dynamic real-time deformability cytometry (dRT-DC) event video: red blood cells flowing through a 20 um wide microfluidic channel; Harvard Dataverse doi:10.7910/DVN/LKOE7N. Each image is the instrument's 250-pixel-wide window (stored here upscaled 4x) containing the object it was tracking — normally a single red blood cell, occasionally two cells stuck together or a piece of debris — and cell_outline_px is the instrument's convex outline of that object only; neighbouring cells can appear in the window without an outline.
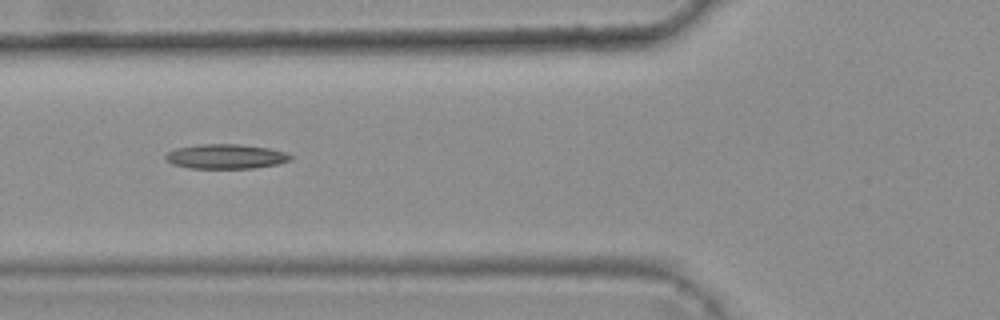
{"species": "common noctule bat (a hibernating species)", "species_latin": "Nyctalus noctula", "temperature_condition": "warm", "stored_images_in_passage": 8, "camera_frame_rate_fps": 3000, "um_per_image_px": 0.085, "animal": {"sex": "female", "body_mass_g": 25.1}, "frame": {"image": 1, "passage_image": 6, "time_ms": 1.667, "image_size_px": [1000, 320], "cell_outline_px": [[292, 160], [280, 164], [252, 168], [192, 168], [172, 164], [164, 156], [168, 152], [176, 148], [200, 144], [240, 144], [268, 148], [288, 152], [292, 156]], "centroid_in_image_um": [19.25, 13.29], "position_along_channel_um": 106.5, "area_um2": 17.98}}
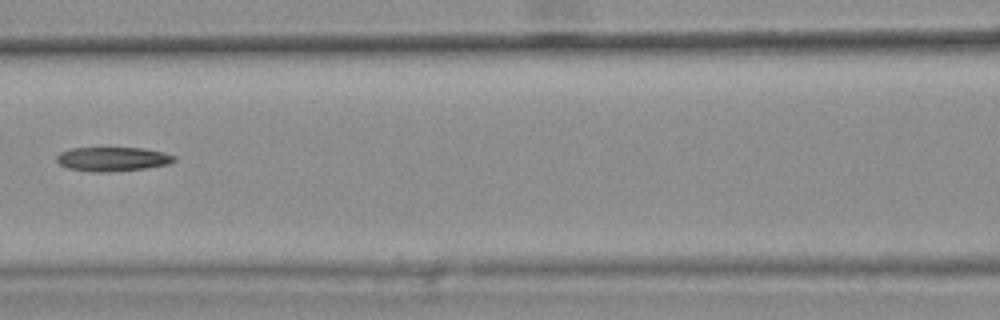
{"frame": {"image": 2, "passage_image": 7, "time_ms": 2.0, "image_size_px": [1000, 320], "cell_outline_px": [[176, 160], [168, 164], [144, 168], [108, 172], [92, 172], [68, 168], [60, 164], [56, 160], [56, 156], [60, 152], [72, 148], [140, 148], [164, 152], [176, 156]], "centroid_in_image_um": [9.56, 13.52], "position_along_channel_um": 157.0, "area_um2": 16.47}}